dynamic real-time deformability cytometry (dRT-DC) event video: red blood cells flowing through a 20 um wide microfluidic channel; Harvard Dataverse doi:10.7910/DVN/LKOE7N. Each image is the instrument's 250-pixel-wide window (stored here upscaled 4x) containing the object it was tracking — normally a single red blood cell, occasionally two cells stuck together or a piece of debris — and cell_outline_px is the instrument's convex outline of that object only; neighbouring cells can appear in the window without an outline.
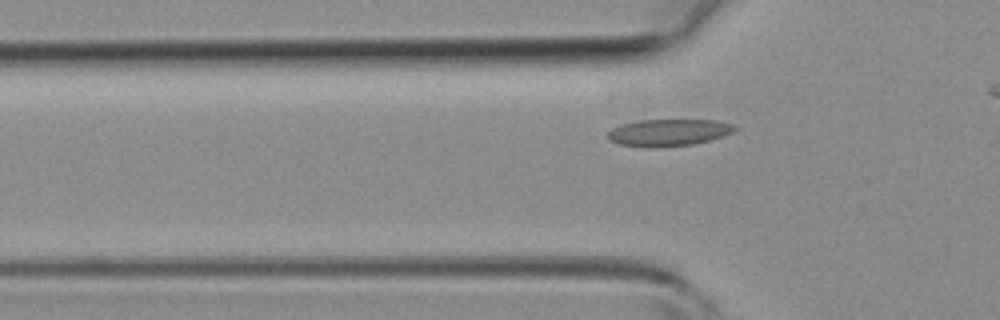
{"species": "common noctule bat (a hibernating species)", "species_latin": "Nyctalus noctula", "temperature_condition": "room temperature", "stored_images_in_passage": 5, "segment_of_instrument_passage": [2, 2], "camera_frame_rate_fps": 3000, "um_per_image_px": 0.085, "animal": {"sex": "female", "body_mass_g": 19.3, "forearm_length_mm": 54.1}, "frame": {"image": 1, "passage_image": 5, "time_ms": 5.333, "image_size_px": [1000, 320], "cell_outline_px": [[736, 128], [732, 132], [724, 136], [692, 144], [652, 148], [648, 148], [620, 144], [608, 140], [608, 132], [612, 128], [624, 124], [640, 120], [716, 120], [732, 124]], "centroid_in_image_um": [56.81, 11.27], "position_along_channel_um": 69.0, "area_um2": 19.77}}